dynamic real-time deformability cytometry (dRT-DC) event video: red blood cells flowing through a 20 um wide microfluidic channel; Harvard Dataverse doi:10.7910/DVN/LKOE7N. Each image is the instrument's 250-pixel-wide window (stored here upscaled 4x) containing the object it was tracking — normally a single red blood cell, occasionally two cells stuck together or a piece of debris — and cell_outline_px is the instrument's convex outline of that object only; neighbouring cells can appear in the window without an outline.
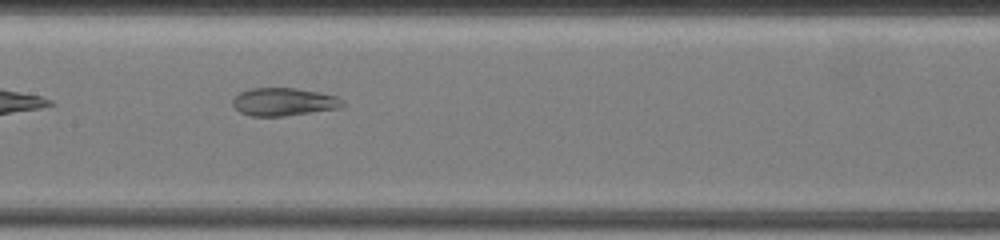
{"species": "common noctule bat (a hibernating species)", "species_latin": "Nyctalus noctula", "temperature_condition": "warm", "stored_images_in_passage": 16, "camera_frame_rate_fps": 3000, "um_per_image_px": 0.085, "animal": {"sex": "female", "body_mass_g": 19.5, "forearm_length_mm": 54.1}, "frame": {"image": 1, "passage_image": 12, "time_ms": 11.0, "image_size_px": [1000, 240], "cell_outline_px": [[344, 108], [284, 116], [252, 116], [240, 112], [232, 104], [232, 100], [240, 92], [252, 88], [296, 88], [320, 92], [336, 96], [344, 100]], "centroid_in_image_um": [24.17, 8.66], "position_along_channel_um": 183.2, "area_um2": 18.03}}